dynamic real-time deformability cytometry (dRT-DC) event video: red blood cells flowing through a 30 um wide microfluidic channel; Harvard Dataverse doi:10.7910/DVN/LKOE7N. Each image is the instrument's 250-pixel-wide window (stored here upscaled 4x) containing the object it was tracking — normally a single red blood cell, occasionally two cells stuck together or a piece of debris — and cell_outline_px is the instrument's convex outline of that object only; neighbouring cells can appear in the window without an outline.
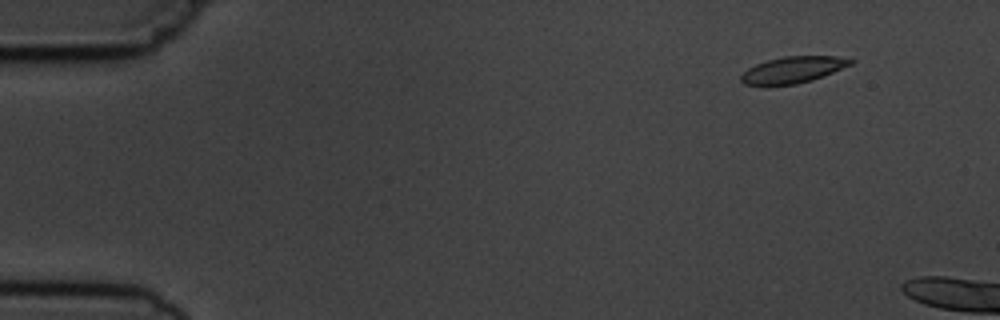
{"species": "common noctule bat (a hibernating species)", "species_latin": "Nyctalus noctula", "temperature_condition": "cold", "stored_images_in_passage": 2, "camera_frame_rate_fps": 3000, "um_per_image_px": 0.085, "animal": {"sex": "male", "body_mass_g": 19.5, "forearm_length_mm": 54.6}, "frame": {"image": 1, "passage_image": 2, "time_ms": 1.333, "image_size_px": [1000, 320], "cell_outline_px": [[856, 60], [852, 64], [812, 80], [796, 84], [744, 84], [740, 80], [740, 76], [748, 68], [756, 64], [768, 60], [784, 56], [836, 56]], "centroid_in_image_um": [67.41, 5.91], "position_along_channel_um": 17.6, "area_um2": 16.53}}